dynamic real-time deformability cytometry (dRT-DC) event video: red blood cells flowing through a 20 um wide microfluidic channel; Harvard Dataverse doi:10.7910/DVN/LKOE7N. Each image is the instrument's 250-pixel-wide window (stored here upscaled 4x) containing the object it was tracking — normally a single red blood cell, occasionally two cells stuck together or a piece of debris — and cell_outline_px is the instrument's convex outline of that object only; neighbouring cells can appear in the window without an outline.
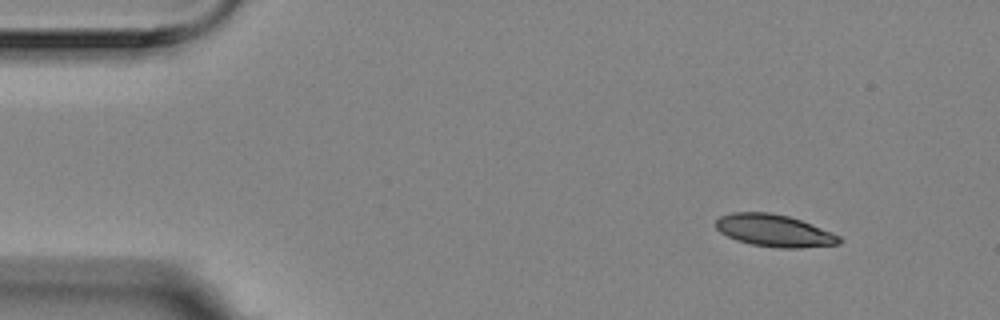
{"species": "Egyptian fruit bat (a non-hibernating species)", "species_latin": "Rousettus aegyptiacus", "temperature_condition": "room temperature", "stored_images_in_passage": 51, "camera_frame_rate_fps": 3000, "um_per_image_px": 0.085, "animal": {"sex": "female"}, "frame": {"image": 1, "passage_image": 1, "time_ms": 0.0, "image_size_px": [1000, 320], "cell_outline_px": [[844, 240], [840, 244], [800, 248], [776, 248], [752, 244], [736, 240], [720, 232], [716, 228], [716, 220], [720, 216], [732, 212], [768, 212], [788, 216], [812, 224], [832, 232], [840, 236]], "centroid_in_image_um": [65.84, 19.61], "position_along_channel_um": 19.2, "area_um2": 23.24}}
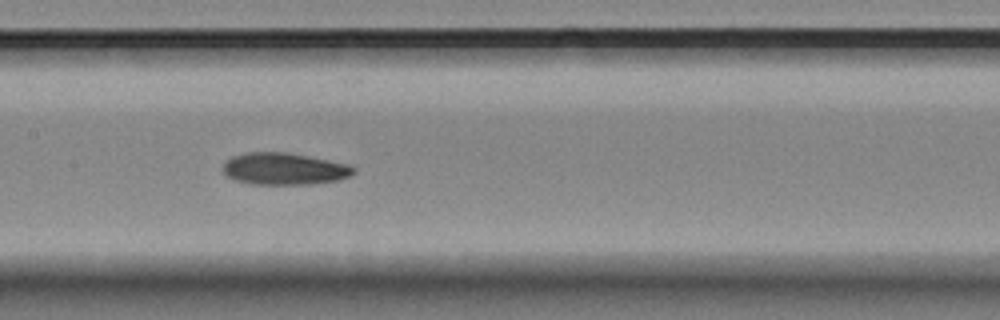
{"frame": {"image": 2, "passage_image": 22, "time_ms": 7.0, "image_size_px": [1000, 320], "cell_outline_px": [[356, 172], [352, 176], [340, 180], [312, 184], [252, 184], [236, 180], [228, 176], [224, 172], [224, 164], [232, 156], [248, 152], [288, 152], [348, 164], [356, 168]], "centroid_in_image_um": [24.22, 14.35], "position_along_channel_um": 183.2, "area_um2": 24.33}}
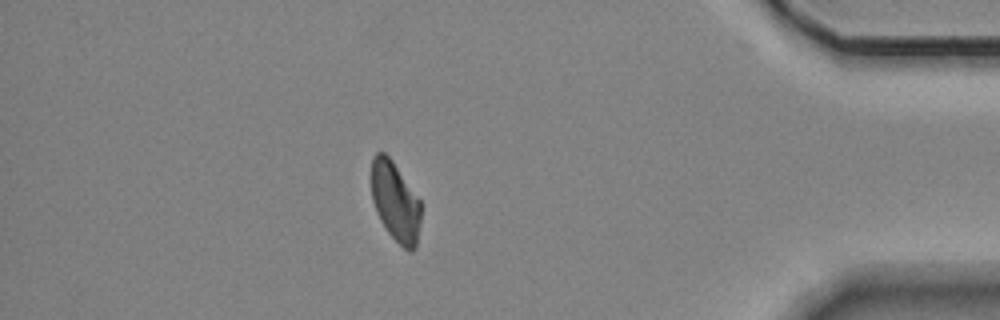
{"frame": {"image": 3, "passage_image": 44, "time_ms": 14.333, "image_size_px": [1000, 320], "cell_outline_px": [[420, 220], [416, 248], [412, 252], [408, 252], [388, 232], [380, 220], [376, 212], [372, 200], [372, 156], [376, 152], [384, 152], [392, 160], [420, 200]], "centroid_in_image_um": [33.6, 17.15], "position_along_channel_um": 401.6, "area_um2": 22.83}, "authors_computed_cell_mechanics": {"area_um2": 24.276, "velocity_mm_per_s": 3.5317, "shape_relaxation_time_tau1_ms": 7.2692, "shape_relaxation_time_tau2_ms": 3.3344, "deformation_change_tau1": 0.1728, "deformation_change_tau2": 0.0904}}